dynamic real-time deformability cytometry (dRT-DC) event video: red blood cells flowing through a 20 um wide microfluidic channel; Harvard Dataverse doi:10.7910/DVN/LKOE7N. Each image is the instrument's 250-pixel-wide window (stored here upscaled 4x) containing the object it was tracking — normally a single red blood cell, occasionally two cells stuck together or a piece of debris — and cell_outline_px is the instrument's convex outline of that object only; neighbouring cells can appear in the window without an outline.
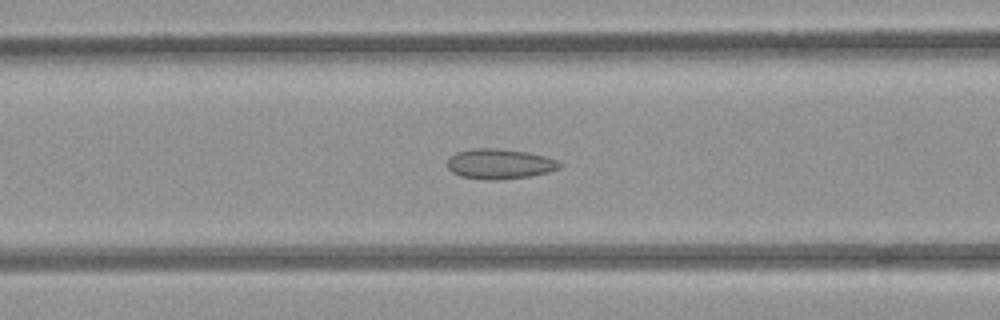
{"species": "common noctule bat (a hibernating species)", "species_latin": "Nyctalus noctula", "temperature_condition": "room temperature", "stored_images_in_passage": 46, "camera_frame_rate_fps": 3000, "um_per_image_px": 0.085, "animal": {"sex": "female", "body_mass_g": 21.9}, "frame": {"image": 1, "passage_image": 15, "time_ms": 4.667, "image_size_px": [1000, 320], "cell_outline_px": [[564, 164], [560, 168], [548, 172], [532, 176], [496, 180], [484, 180], [460, 176], [452, 172], [448, 168], [448, 156], [456, 152], [472, 148], [496, 148], [528, 152], [560, 160]], "centroid_in_image_um": [42.49, 13.93], "position_along_channel_um": 124.1, "area_um2": 20.06}}
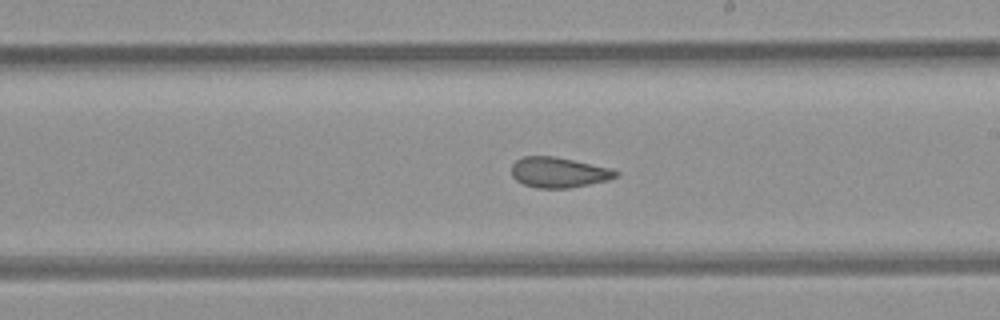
{"frame": {"image": 2, "passage_image": 24, "time_ms": 7.667, "image_size_px": [1000, 320], "cell_outline_px": [[620, 176], [608, 180], [568, 188], [536, 188], [524, 184], [516, 180], [512, 176], [512, 164], [516, 160], [524, 156], [552, 156], [572, 160], [608, 168], [620, 172]], "centroid_in_image_um": [47.47, 14.66], "position_along_channel_um": 241.5, "area_um2": 18.26}}
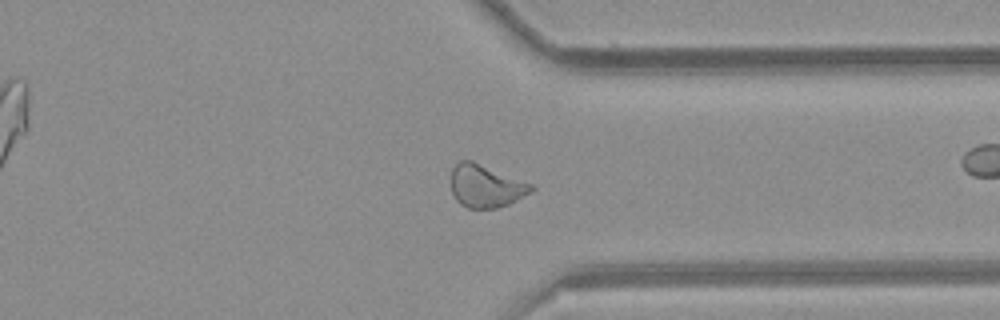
{"frame": {"image": 3, "passage_image": 34, "time_ms": 11.0, "image_size_px": [1000, 320], "cell_outline_px": [[536, 188], [532, 192], [508, 204], [496, 208], [468, 208], [460, 204], [456, 200], [452, 192], [452, 168], [460, 160], [472, 160], [532, 184]], "centroid_in_image_um": [41.29, 15.81], "position_along_channel_um": 370.1, "area_um2": 19.88}}